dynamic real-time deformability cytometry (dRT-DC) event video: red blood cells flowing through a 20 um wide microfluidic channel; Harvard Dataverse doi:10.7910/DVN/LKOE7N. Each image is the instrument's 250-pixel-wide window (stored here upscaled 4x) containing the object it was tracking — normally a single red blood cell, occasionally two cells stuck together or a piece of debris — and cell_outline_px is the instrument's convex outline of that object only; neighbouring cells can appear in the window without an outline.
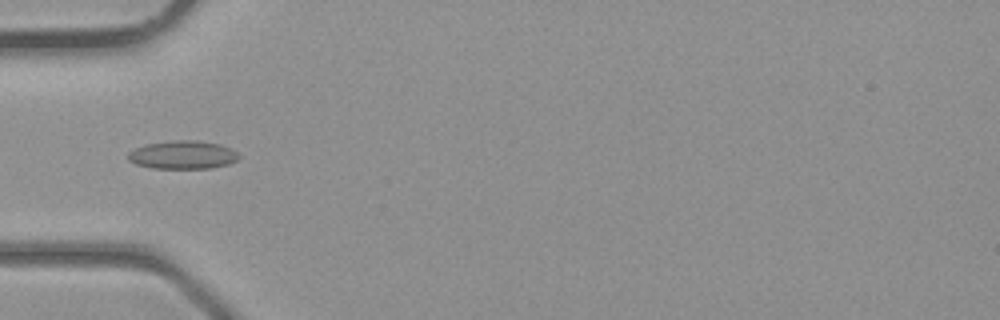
{"species": "common noctule bat (a hibernating species)", "species_latin": "Nyctalus noctula", "temperature_condition": "room temperature", "stored_images_in_passage": 17, "camera_frame_rate_fps": 3000, "um_per_image_px": 0.085, "animal": {"sex": "male", "body_mass_g": 23.1, "forearm_length_mm": 52.7}, "frame": {"image": 1, "passage_image": 12, "time_ms": 3.667, "image_size_px": [1000, 320], "cell_outline_px": [[240, 156], [236, 160], [228, 164], [212, 168], [152, 168], [136, 164], [128, 160], [128, 152], [144, 144], [176, 140], [196, 140], [220, 144], [232, 148]], "centroid_in_image_um": [15.54, 13.16], "position_along_channel_um": 69.5, "area_um2": 18.26}}